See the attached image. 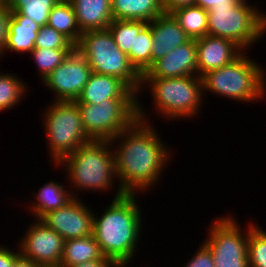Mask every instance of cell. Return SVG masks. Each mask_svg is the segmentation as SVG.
I'll use <instances>...</instances> for the list:
<instances>
[{
  "mask_svg": "<svg viewBox=\"0 0 266 267\" xmlns=\"http://www.w3.org/2000/svg\"><path fill=\"white\" fill-rule=\"evenodd\" d=\"M191 255V259L183 267H215L211 250L203 242L199 244L195 254Z\"/></svg>",
  "mask_w": 266,
  "mask_h": 267,
  "instance_id": "32",
  "label": "cell"
},
{
  "mask_svg": "<svg viewBox=\"0 0 266 267\" xmlns=\"http://www.w3.org/2000/svg\"><path fill=\"white\" fill-rule=\"evenodd\" d=\"M138 98L106 99L101 104L76 103L82 125L91 140L111 141L137 119Z\"/></svg>",
  "mask_w": 266,
  "mask_h": 267,
  "instance_id": "9",
  "label": "cell"
},
{
  "mask_svg": "<svg viewBox=\"0 0 266 267\" xmlns=\"http://www.w3.org/2000/svg\"><path fill=\"white\" fill-rule=\"evenodd\" d=\"M140 102L137 101L138 119L111 140L112 145L116 141L119 144L113 146L116 179L119 182L114 199L125 194L151 191L150 188L159 182L172 158L171 149L151 125L148 110Z\"/></svg>",
  "mask_w": 266,
  "mask_h": 267,
  "instance_id": "1",
  "label": "cell"
},
{
  "mask_svg": "<svg viewBox=\"0 0 266 267\" xmlns=\"http://www.w3.org/2000/svg\"><path fill=\"white\" fill-rule=\"evenodd\" d=\"M67 185L58 183L55 180L46 182L35 193V202L32 200V204L28 206V209L32 211V215L35 219H41L45 214L50 211L57 210L67 204L73 197L69 191Z\"/></svg>",
  "mask_w": 266,
  "mask_h": 267,
  "instance_id": "21",
  "label": "cell"
},
{
  "mask_svg": "<svg viewBox=\"0 0 266 267\" xmlns=\"http://www.w3.org/2000/svg\"><path fill=\"white\" fill-rule=\"evenodd\" d=\"M221 217L209 225L208 236L203 241L211 250L215 267H249L250 224L243 231L235 216Z\"/></svg>",
  "mask_w": 266,
  "mask_h": 267,
  "instance_id": "10",
  "label": "cell"
},
{
  "mask_svg": "<svg viewBox=\"0 0 266 267\" xmlns=\"http://www.w3.org/2000/svg\"><path fill=\"white\" fill-rule=\"evenodd\" d=\"M74 49L34 48L29 55L36 63L41 82L58 67Z\"/></svg>",
  "mask_w": 266,
  "mask_h": 267,
  "instance_id": "28",
  "label": "cell"
},
{
  "mask_svg": "<svg viewBox=\"0 0 266 267\" xmlns=\"http://www.w3.org/2000/svg\"><path fill=\"white\" fill-rule=\"evenodd\" d=\"M60 0H12L8 6L11 12L27 16L37 25H47L48 16L52 8Z\"/></svg>",
  "mask_w": 266,
  "mask_h": 267,
  "instance_id": "26",
  "label": "cell"
},
{
  "mask_svg": "<svg viewBox=\"0 0 266 267\" xmlns=\"http://www.w3.org/2000/svg\"><path fill=\"white\" fill-rule=\"evenodd\" d=\"M113 98H138L120 78L92 72L80 97L75 103L101 104L103 100Z\"/></svg>",
  "mask_w": 266,
  "mask_h": 267,
  "instance_id": "17",
  "label": "cell"
},
{
  "mask_svg": "<svg viewBox=\"0 0 266 267\" xmlns=\"http://www.w3.org/2000/svg\"><path fill=\"white\" fill-rule=\"evenodd\" d=\"M69 267H117L111 260H94Z\"/></svg>",
  "mask_w": 266,
  "mask_h": 267,
  "instance_id": "37",
  "label": "cell"
},
{
  "mask_svg": "<svg viewBox=\"0 0 266 267\" xmlns=\"http://www.w3.org/2000/svg\"><path fill=\"white\" fill-rule=\"evenodd\" d=\"M13 267H43L30 259L22 257L21 255L15 260Z\"/></svg>",
  "mask_w": 266,
  "mask_h": 267,
  "instance_id": "38",
  "label": "cell"
},
{
  "mask_svg": "<svg viewBox=\"0 0 266 267\" xmlns=\"http://www.w3.org/2000/svg\"><path fill=\"white\" fill-rule=\"evenodd\" d=\"M151 27L152 65L163 56L190 40L172 14L164 13L149 22Z\"/></svg>",
  "mask_w": 266,
  "mask_h": 267,
  "instance_id": "16",
  "label": "cell"
},
{
  "mask_svg": "<svg viewBox=\"0 0 266 267\" xmlns=\"http://www.w3.org/2000/svg\"><path fill=\"white\" fill-rule=\"evenodd\" d=\"M92 211L79 197H73L63 207L48 212L40 220L66 241L93 234Z\"/></svg>",
  "mask_w": 266,
  "mask_h": 267,
  "instance_id": "13",
  "label": "cell"
},
{
  "mask_svg": "<svg viewBox=\"0 0 266 267\" xmlns=\"http://www.w3.org/2000/svg\"><path fill=\"white\" fill-rule=\"evenodd\" d=\"M11 1L12 0H0V5L8 7Z\"/></svg>",
  "mask_w": 266,
  "mask_h": 267,
  "instance_id": "39",
  "label": "cell"
},
{
  "mask_svg": "<svg viewBox=\"0 0 266 267\" xmlns=\"http://www.w3.org/2000/svg\"><path fill=\"white\" fill-rule=\"evenodd\" d=\"M10 249L3 245L0 246V267H13L15 260L20 256L19 249ZM16 251V252H15Z\"/></svg>",
  "mask_w": 266,
  "mask_h": 267,
  "instance_id": "34",
  "label": "cell"
},
{
  "mask_svg": "<svg viewBox=\"0 0 266 267\" xmlns=\"http://www.w3.org/2000/svg\"><path fill=\"white\" fill-rule=\"evenodd\" d=\"M146 88L151 89L149 92L151 97L153 96L152 104H155L153 109L169 121L192 118L200 113L204 96L202 78L198 75L141 78V87L137 96Z\"/></svg>",
  "mask_w": 266,
  "mask_h": 267,
  "instance_id": "5",
  "label": "cell"
},
{
  "mask_svg": "<svg viewBox=\"0 0 266 267\" xmlns=\"http://www.w3.org/2000/svg\"><path fill=\"white\" fill-rule=\"evenodd\" d=\"M17 243L20 255L43 267H60L64 239L40 219H33Z\"/></svg>",
  "mask_w": 266,
  "mask_h": 267,
  "instance_id": "12",
  "label": "cell"
},
{
  "mask_svg": "<svg viewBox=\"0 0 266 267\" xmlns=\"http://www.w3.org/2000/svg\"><path fill=\"white\" fill-rule=\"evenodd\" d=\"M190 39L207 35L208 11L199 6L179 8L171 13Z\"/></svg>",
  "mask_w": 266,
  "mask_h": 267,
  "instance_id": "25",
  "label": "cell"
},
{
  "mask_svg": "<svg viewBox=\"0 0 266 267\" xmlns=\"http://www.w3.org/2000/svg\"><path fill=\"white\" fill-rule=\"evenodd\" d=\"M153 37L148 22L134 21L133 49H130V63L142 76L152 67Z\"/></svg>",
  "mask_w": 266,
  "mask_h": 267,
  "instance_id": "23",
  "label": "cell"
},
{
  "mask_svg": "<svg viewBox=\"0 0 266 267\" xmlns=\"http://www.w3.org/2000/svg\"><path fill=\"white\" fill-rule=\"evenodd\" d=\"M25 81L19 76L10 73L0 72V112L7 111L20 104L28 91ZM17 104V105H16Z\"/></svg>",
  "mask_w": 266,
  "mask_h": 267,
  "instance_id": "27",
  "label": "cell"
},
{
  "mask_svg": "<svg viewBox=\"0 0 266 267\" xmlns=\"http://www.w3.org/2000/svg\"><path fill=\"white\" fill-rule=\"evenodd\" d=\"M9 23V35L5 49L0 53L10 51L15 53H30L34 47L40 26L27 16L19 15L17 12H11Z\"/></svg>",
  "mask_w": 266,
  "mask_h": 267,
  "instance_id": "19",
  "label": "cell"
},
{
  "mask_svg": "<svg viewBox=\"0 0 266 267\" xmlns=\"http://www.w3.org/2000/svg\"><path fill=\"white\" fill-rule=\"evenodd\" d=\"M34 48L75 49V45L53 27L44 25L38 31Z\"/></svg>",
  "mask_w": 266,
  "mask_h": 267,
  "instance_id": "31",
  "label": "cell"
},
{
  "mask_svg": "<svg viewBox=\"0 0 266 267\" xmlns=\"http://www.w3.org/2000/svg\"><path fill=\"white\" fill-rule=\"evenodd\" d=\"M43 110V126L54 165L91 139L82 125L79 107L72 101H51Z\"/></svg>",
  "mask_w": 266,
  "mask_h": 267,
  "instance_id": "8",
  "label": "cell"
},
{
  "mask_svg": "<svg viewBox=\"0 0 266 267\" xmlns=\"http://www.w3.org/2000/svg\"><path fill=\"white\" fill-rule=\"evenodd\" d=\"M249 267H266V230L253 222L248 241Z\"/></svg>",
  "mask_w": 266,
  "mask_h": 267,
  "instance_id": "29",
  "label": "cell"
},
{
  "mask_svg": "<svg viewBox=\"0 0 266 267\" xmlns=\"http://www.w3.org/2000/svg\"><path fill=\"white\" fill-rule=\"evenodd\" d=\"M243 50L232 40L206 35L196 39L198 76L231 63Z\"/></svg>",
  "mask_w": 266,
  "mask_h": 267,
  "instance_id": "15",
  "label": "cell"
},
{
  "mask_svg": "<svg viewBox=\"0 0 266 267\" xmlns=\"http://www.w3.org/2000/svg\"><path fill=\"white\" fill-rule=\"evenodd\" d=\"M11 17V10L7 6L0 5V53L7 45Z\"/></svg>",
  "mask_w": 266,
  "mask_h": 267,
  "instance_id": "33",
  "label": "cell"
},
{
  "mask_svg": "<svg viewBox=\"0 0 266 267\" xmlns=\"http://www.w3.org/2000/svg\"><path fill=\"white\" fill-rule=\"evenodd\" d=\"M94 260L110 259L102 254L93 234L64 241L60 267H69Z\"/></svg>",
  "mask_w": 266,
  "mask_h": 267,
  "instance_id": "22",
  "label": "cell"
},
{
  "mask_svg": "<svg viewBox=\"0 0 266 267\" xmlns=\"http://www.w3.org/2000/svg\"><path fill=\"white\" fill-rule=\"evenodd\" d=\"M117 47L128 55L130 61V49L134 42V20H113L108 26Z\"/></svg>",
  "mask_w": 266,
  "mask_h": 267,
  "instance_id": "30",
  "label": "cell"
},
{
  "mask_svg": "<svg viewBox=\"0 0 266 267\" xmlns=\"http://www.w3.org/2000/svg\"><path fill=\"white\" fill-rule=\"evenodd\" d=\"M136 197L125 194L113 198L101 216H93L95 240L102 254L117 267H127L140 246L137 243L141 239L143 214Z\"/></svg>",
  "mask_w": 266,
  "mask_h": 267,
  "instance_id": "2",
  "label": "cell"
},
{
  "mask_svg": "<svg viewBox=\"0 0 266 267\" xmlns=\"http://www.w3.org/2000/svg\"><path fill=\"white\" fill-rule=\"evenodd\" d=\"M246 52L243 51L231 63L201 77L203 96L209 91L247 104L266 96V72L257 61L246 56Z\"/></svg>",
  "mask_w": 266,
  "mask_h": 267,
  "instance_id": "4",
  "label": "cell"
},
{
  "mask_svg": "<svg viewBox=\"0 0 266 267\" xmlns=\"http://www.w3.org/2000/svg\"><path fill=\"white\" fill-rule=\"evenodd\" d=\"M75 49L86 59L92 72L118 77L139 93L142 76L131 65L128 55L117 47L109 29L83 32Z\"/></svg>",
  "mask_w": 266,
  "mask_h": 267,
  "instance_id": "7",
  "label": "cell"
},
{
  "mask_svg": "<svg viewBox=\"0 0 266 267\" xmlns=\"http://www.w3.org/2000/svg\"><path fill=\"white\" fill-rule=\"evenodd\" d=\"M265 33L266 13L246 0L208 11L207 35L232 40L243 51L250 49Z\"/></svg>",
  "mask_w": 266,
  "mask_h": 267,
  "instance_id": "6",
  "label": "cell"
},
{
  "mask_svg": "<svg viewBox=\"0 0 266 267\" xmlns=\"http://www.w3.org/2000/svg\"><path fill=\"white\" fill-rule=\"evenodd\" d=\"M242 0H195V5L206 11L218 6H234Z\"/></svg>",
  "mask_w": 266,
  "mask_h": 267,
  "instance_id": "35",
  "label": "cell"
},
{
  "mask_svg": "<svg viewBox=\"0 0 266 267\" xmlns=\"http://www.w3.org/2000/svg\"><path fill=\"white\" fill-rule=\"evenodd\" d=\"M195 0H163L165 13L171 14L173 11L188 6H194Z\"/></svg>",
  "mask_w": 266,
  "mask_h": 267,
  "instance_id": "36",
  "label": "cell"
},
{
  "mask_svg": "<svg viewBox=\"0 0 266 267\" xmlns=\"http://www.w3.org/2000/svg\"><path fill=\"white\" fill-rule=\"evenodd\" d=\"M47 25L67 37L75 46L82 32L77 24L74 8L69 0H60L51 10Z\"/></svg>",
  "mask_w": 266,
  "mask_h": 267,
  "instance_id": "24",
  "label": "cell"
},
{
  "mask_svg": "<svg viewBox=\"0 0 266 267\" xmlns=\"http://www.w3.org/2000/svg\"><path fill=\"white\" fill-rule=\"evenodd\" d=\"M190 75H198L196 39H190L163 56L141 78H176Z\"/></svg>",
  "mask_w": 266,
  "mask_h": 267,
  "instance_id": "14",
  "label": "cell"
},
{
  "mask_svg": "<svg viewBox=\"0 0 266 267\" xmlns=\"http://www.w3.org/2000/svg\"><path fill=\"white\" fill-rule=\"evenodd\" d=\"M91 74L92 69L86 59L74 49L42 83L53 92V101L74 102L80 97Z\"/></svg>",
  "mask_w": 266,
  "mask_h": 267,
  "instance_id": "11",
  "label": "cell"
},
{
  "mask_svg": "<svg viewBox=\"0 0 266 267\" xmlns=\"http://www.w3.org/2000/svg\"><path fill=\"white\" fill-rule=\"evenodd\" d=\"M112 148L111 141L90 140L56 165L68 173L66 176L71 183L72 197H78L74 192L75 189H78L77 192L79 189L81 192L87 190L107 192L106 190L112 189L117 177Z\"/></svg>",
  "mask_w": 266,
  "mask_h": 267,
  "instance_id": "3",
  "label": "cell"
},
{
  "mask_svg": "<svg viewBox=\"0 0 266 267\" xmlns=\"http://www.w3.org/2000/svg\"><path fill=\"white\" fill-rule=\"evenodd\" d=\"M74 8L77 24L83 33L108 29L113 21L111 0H69Z\"/></svg>",
  "mask_w": 266,
  "mask_h": 267,
  "instance_id": "18",
  "label": "cell"
},
{
  "mask_svg": "<svg viewBox=\"0 0 266 267\" xmlns=\"http://www.w3.org/2000/svg\"><path fill=\"white\" fill-rule=\"evenodd\" d=\"M113 20L151 22L165 13L163 0H111Z\"/></svg>",
  "mask_w": 266,
  "mask_h": 267,
  "instance_id": "20",
  "label": "cell"
}]
</instances>
